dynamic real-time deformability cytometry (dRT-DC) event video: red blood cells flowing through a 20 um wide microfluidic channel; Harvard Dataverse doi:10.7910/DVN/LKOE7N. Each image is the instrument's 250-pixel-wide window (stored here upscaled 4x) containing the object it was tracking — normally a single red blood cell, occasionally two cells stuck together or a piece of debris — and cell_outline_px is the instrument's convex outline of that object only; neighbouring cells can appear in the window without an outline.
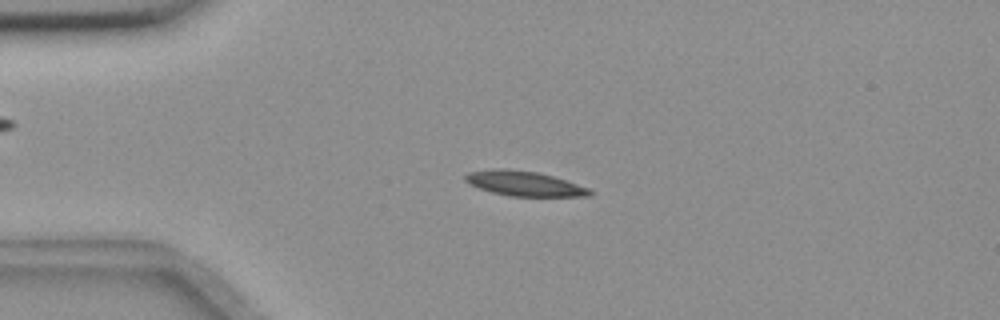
{"species": "common noctule bat (a hibernating species)", "species_latin": "Nyctalus noctula", "temperature_condition": "room temperature", "stored_images_in_passage": 56, "camera_frame_rate_fps": 3000, "um_per_image_px": 0.085, "animal": {"sex": "female", "body_mass_g": 18.4}, "frame": {"image": 1, "passage_image": 14, "time_ms": 4.333, "image_size_px": [1000, 320], "cell_outline_px": [[596, 192], [592, 196], [508, 196], [492, 192], [468, 184], [464, 180], [464, 176], [468, 172], [492, 168], [508, 168], [536, 172], [552, 176], [588, 188]], "centroid_in_image_um": [44.53, 15.6], "position_along_channel_um": 40.5, "area_um2": 18.09}}
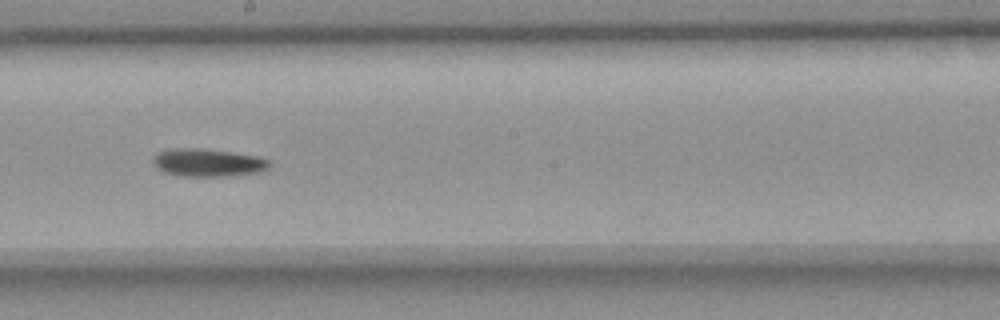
{"frame": {"image": 2, "passage_image": 32, "time_ms": 10.333, "image_size_px": [1000, 320], "cell_outline_px": [[268, 168], [264, 172], [228, 176], [180, 176], [164, 172], [156, 168], [152, 164], [152, 156], [156, 152], [168, 148], [200, 148], [256, 156], [268, 160]], "centroid_in_image_um": [17.58, 13.83], "position_along_channel_um": 230.6, "area_um2": 19.07}}
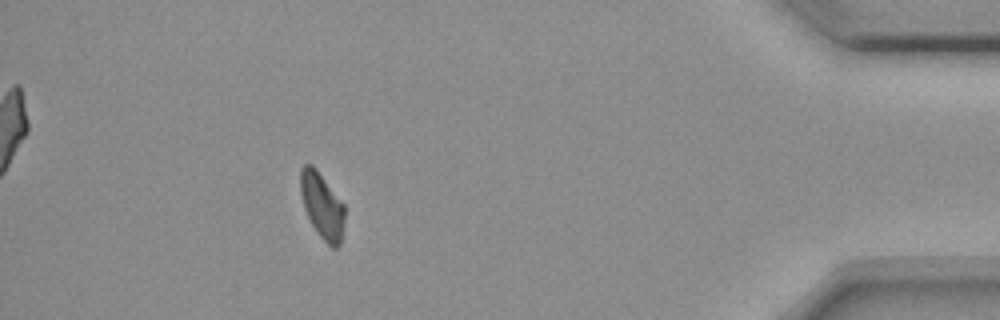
{"frame": {"image": 3, "passage_image": 51, "time_ms": 16.667, "image_size_px": [1000, 320], "cell_outline_px": [[344, 220], [340, 244], [336, 248], [332, 248], [316, 232], [304, 208], [300, 192], [300, 168], [304, 164], [312, 164], [316, 168], [344, 204]], "centroid_in_image_um": [27.36, 17.46], "position_along_channel_um": 407.8, "area_um2": 16.88}, "authors_computed_cell_mechanics": {"area_um2": 17.8602, "velocity_mm_per_s": 3.6348, "shape_relaxation_time_tau1_ms": 7.8936, "shape_relaxation_time_tau2_ms": null, "deformation_change_tau1": 0.1586, "deformation_change_tau2": null}}